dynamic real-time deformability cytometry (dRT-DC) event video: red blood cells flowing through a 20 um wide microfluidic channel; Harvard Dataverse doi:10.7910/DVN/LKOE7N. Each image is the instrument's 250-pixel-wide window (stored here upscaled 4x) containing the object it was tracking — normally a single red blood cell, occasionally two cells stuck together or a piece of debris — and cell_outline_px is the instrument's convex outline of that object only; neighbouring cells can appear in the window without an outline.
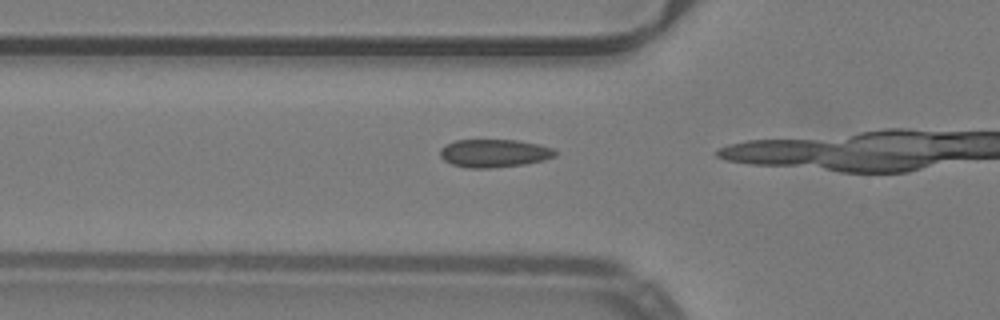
{"species": "common noctule bat (a hibernating species)", "species_latin": "Nyctalus noctula", "temperature_condition": "warm", "stored_images_in_passage": 15, "camera_frame_rate_fps": 3000, "um_per_image_px": 0.085, "animal": {"sex": "male", "body_mass_g": 19.2, "forearm_length_mm": 51.8}, "frame": {"image": 1, "passage_image": 13, "time_ms": 4.0, "image_size_px": [1000, 320], "cell_outline_px": [[556, 156], [544, 160], [524, 164], [488, 168], [468, 168], [452, 164], [444, 160], [440, 156], [440, 148], [444, 144], [456, 140], [516, 140], [540, 144], [552, 148], [556, 152]], "centroid_in_image_um": [41.98, 13.02], "position_along_channel_um": 83.8, "area_um2": 18.84}}